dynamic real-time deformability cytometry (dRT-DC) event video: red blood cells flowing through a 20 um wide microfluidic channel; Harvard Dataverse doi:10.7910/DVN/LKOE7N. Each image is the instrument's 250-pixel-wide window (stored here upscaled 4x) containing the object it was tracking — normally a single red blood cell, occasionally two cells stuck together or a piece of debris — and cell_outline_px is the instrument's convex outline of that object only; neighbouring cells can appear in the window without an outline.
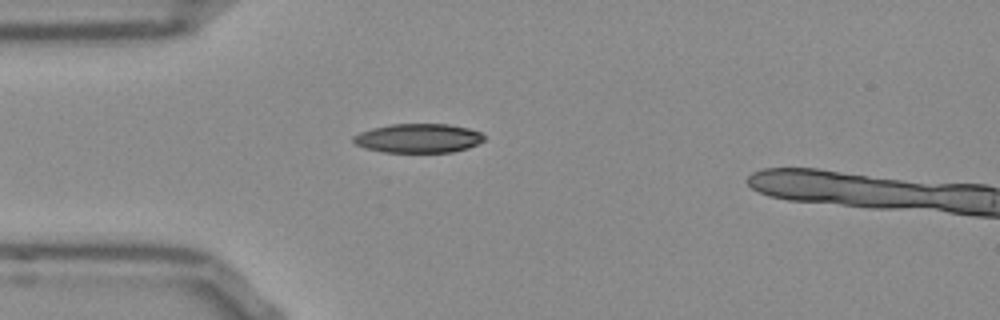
{"species": "Egyptian fruit bat (a non-hibernating species)", "species_latin": "Rousettus aegyptiacus", "temperature_condition": "room temperature", "stored_images_in_passage": 36, "camera_frame_rate_fps": 3000, "um_per_image_px": 0.085, "frame": {"image": 1, "passage_image": 1, "time_ms": 0.0, "image_size_px": [1000, 320], "cell_outline_px": [[484, 140], [468, 148], [452, 152], [384, 152], [364, 148], [356, 144], [352, 140], [352, 136], [360, 132], [372, 128], [392, 124], [448, 124], [468, 128], [480, 132], [484, 136]], "centroid_in_image_um": [35.54, 11.75], "position_along_channel_um": 49.5, "area_um2": 22.14}}
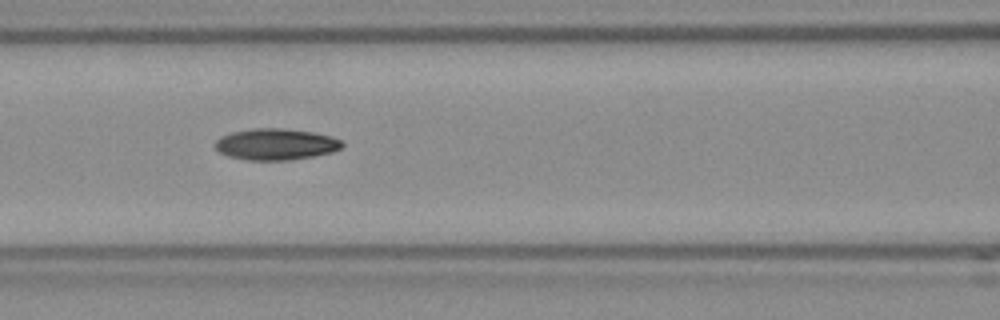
{"frame": {"image": 2, "passage_image": 9, "time_ms": 2.667, "image_size_px": [1000, 320], "cell_outline_px": [[344, 144], [340, 148], [332, 152], [312, 156], [284, 160], [252, 160], [232, 156], [220, 152], [216, 148], [216, 140], [220, 136], [232, 132], [252, 128], [284, 128], [312, 132], [332, 136], [340, 140]], "centroid_in_image_um": [23.46, 12.24], "position_along_channel_um": 143.1, "area_um2": 22.89}}
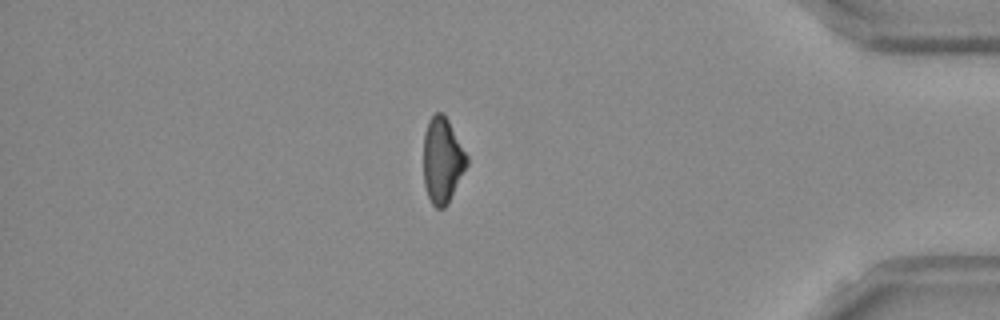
{"frame": {"image": 3, "passage_image": 32, "time_ms": 10.333, "image_size_px": [1000, 320], "cell_outline_px": [[468, 164], [448, 204], [444, 208], [436, 208], [432, 204], [428, 196], [424, 184], [424, 132], [428, 120], [436, 112], [440, 112], [448, 120], [468, 156]], "centroid_in_image_um": [37.6, 13.64], "position_along_channel_um": 397.6, "area_um2": 21.56}, "authors_computed_cell_mechanics": {"area_um2": 22.4842, "velocity_mm_per_s": 3.8235, "shape_relaxation_time_tau1_ms": 8.9626, "shape_relaxation_time_tau2_ms": null, "deformation_change_tau1": 0.1925, "deformation_change_tau2": null}}